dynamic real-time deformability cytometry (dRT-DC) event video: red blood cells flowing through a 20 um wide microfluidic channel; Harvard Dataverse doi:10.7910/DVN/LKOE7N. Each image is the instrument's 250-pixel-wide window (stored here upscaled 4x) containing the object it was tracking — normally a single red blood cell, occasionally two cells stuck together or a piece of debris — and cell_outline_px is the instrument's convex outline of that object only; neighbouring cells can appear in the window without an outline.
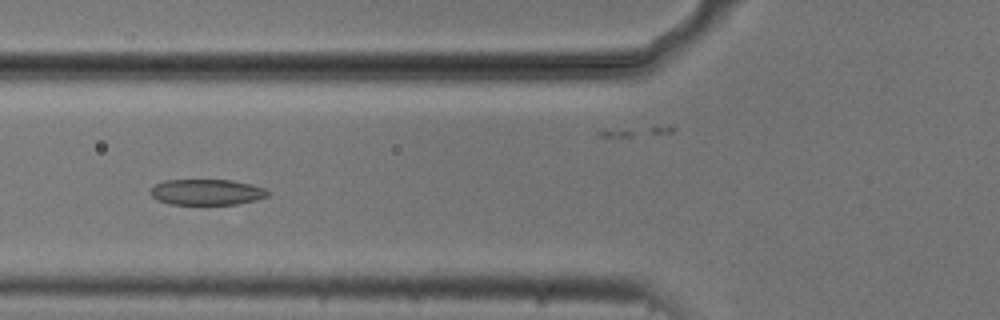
{"species": "common noctule bat (a hibernating species)", "species_latin": "Nyctalus noctula", "temperature_condition": "cold", "stored_images_in_passage": 43, "camera_frame_rate_fps": 3000, "um_per_image_px": 0.085, "animal": {"sex": "male", "body_mass_g": 20.5, "forearm_length_mm": 52.5}, "frame": {"image": 1, "passage_image": 8, "time_ms": 2.333, "image_size_px": [1000, 320], "cell_outline_px": [[272, 192], [268, 196], [256, 200], [236, 204], [172, 204], [156, 200], [152, 196], [152, 188], [156, 184], [164, 180], [232, 180], [252, 184], [264, 188]], "centroid_in_image_um": [17.62, 16.32], "position_along_channel_um": 108.2, "area_um2": 17.63}}
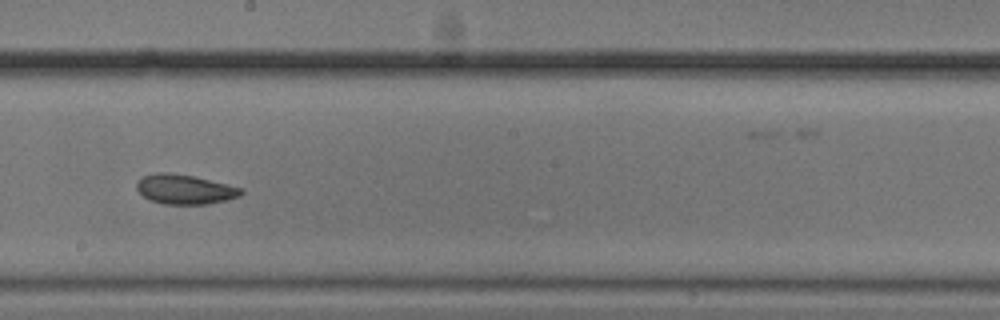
{"frame": {"image": 2, "passage_image": 18, "time_ms": 5.667, "image_size_px": [1000, 320], "cell_outline_px": [[244, 192], [240, 196], [228, 200], [208, 204], [164, 204], [152, 200], [144, 196], [136, 188], [136, 184], [144, 176], [156, 172], [168, 172], [192, 176], [244, 188]], "centroid_in_image_um": [15.75, 16.09], "position_along_channel_um": 232.4, "area_um2": 17.92}}
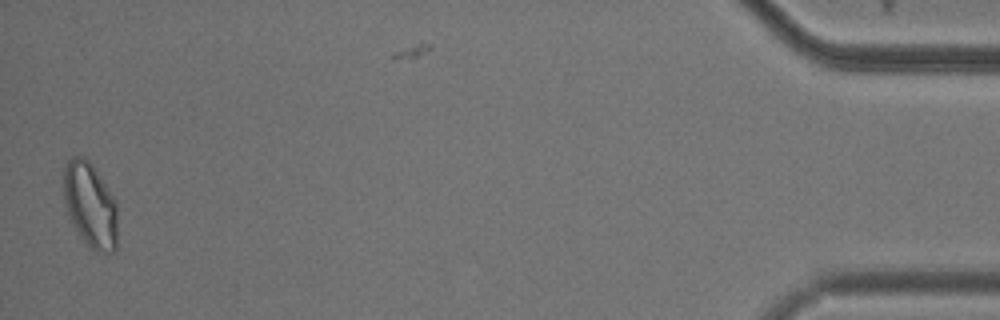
{"frame": {"image": 3, "passage_image": 41, "time_ms": 13.333, "image_size_px": [1000, 320], "cell_outline_px": [[116, 252], [104, 252], [88, 248], [68, 220], [64, 204], [64, 164], [72, 156], [84, 156], [92, 164], [116, 200]], "centroid_in_image_um": [7.63, 17.43], "position_along_channel_um": 427.6, "area_um2": 27.11}, "authors_computed_cell_mechanics": {"area_um2": 18.1492, "velocity_mm_per_s": 3.7109, "shape_relaxation_time_tau1_ms": 5.4065, "shape_relaxation_time_tau2_ms": 1.5641, "deformation_change_tau1": 0.1168, "deformation_change_tau2": 0.0649}}